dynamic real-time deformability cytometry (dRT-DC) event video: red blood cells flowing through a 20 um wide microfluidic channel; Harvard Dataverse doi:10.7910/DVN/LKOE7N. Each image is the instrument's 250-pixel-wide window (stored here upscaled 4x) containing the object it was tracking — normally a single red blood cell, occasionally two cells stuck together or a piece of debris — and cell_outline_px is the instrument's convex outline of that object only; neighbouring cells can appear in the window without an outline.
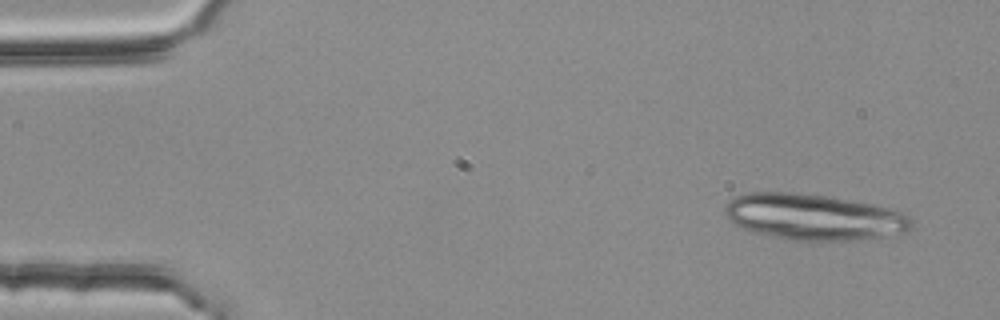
{"species": "common noctule bat (a hibernating species)", "species_latin": "Nyctalus noctula", "temperature_condition": "room temperature", "stored_images_in_passage": 4, "camera_frame_rate_fps": 3000, "um_per_image_px": 0.085, "animal": {"sex": "female", "body_mass_g": 25.1}, "frame": {"image": 1, "passage_image": 1, "time_ms": 0.0, "image_size_px": [1000, 320], "cell_outline_px": [[912, 228], [904, 232], [884, 236], [856, 240], [792, 240], [752, 232], [736, 224], [724, 212], [724, 208], [728, 200], [736, 196], [748, 192], [796, 192], [828, 196], [872, 204], [900, 212], [908, 216], [912, 220]], "centroid_in_image_um": [69.14, 18.43], "position_along_channel_um": 15.9, "area_um2": 49.77}}